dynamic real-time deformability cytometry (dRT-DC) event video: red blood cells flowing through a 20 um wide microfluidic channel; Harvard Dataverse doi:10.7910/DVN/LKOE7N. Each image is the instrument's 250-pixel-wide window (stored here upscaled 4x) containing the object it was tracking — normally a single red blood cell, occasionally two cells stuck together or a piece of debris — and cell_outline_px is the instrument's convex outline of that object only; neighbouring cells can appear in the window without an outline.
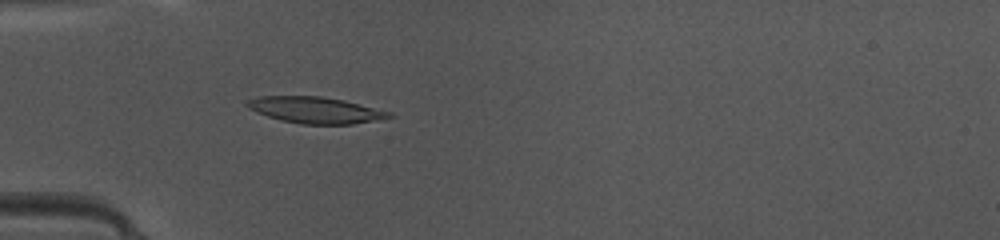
{"species": "common noctule bat (a hibernating species)", "species_latin": "Nyctalus noctula", "temperature_condition": "warm", "stored_images_in_passage": 33, "camera_frame_rate_fps": 3000, "um_per_image_px": 0.085, "animal": {"sex": "female", "body_mass_g": 10.0, "forearm_length_mm": 53.1}, "frame": {"image": 1, "passage_image": 3, "time_ms": 0.667, "image_size_px": [1000, 240], "cell_outline_px": [[396, 116], [352, 124], [300, 124], [280, 120], [256, 112], [248, 108], [244, 104], [248, 100], [260, 96], [320, 96], [344, 100], [392, 112]], "centroid_in_image_um": [26.8, 9.35], "position_along_channel_um": 58.2, "area_um2": 21.79}}
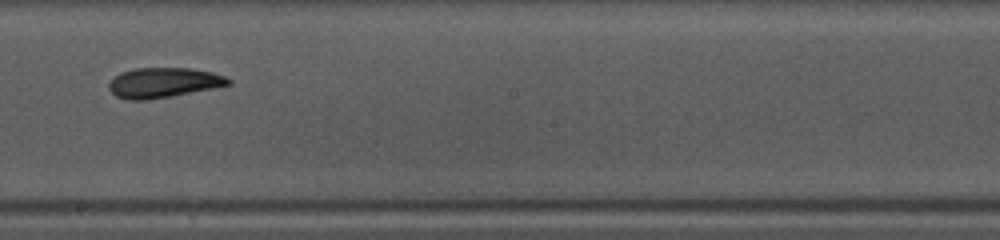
{"frame": {"image": 2, "passage_image": 16, "time_ms": 5.0, "image_size_px": [1000, 240], "cell_outline_px": [[232, 84], [172, 96], [148, 100], [128, 100], [116, 96], [108, 88], [108, 84], [120, 72], [136, 68], [192, 68], [212, 72], [224, 76], [232, 80]], "centroid_in_image_um": [13.9, 7.02], "position_along_channel_um": 234.3, "area_um2": 20.87}}
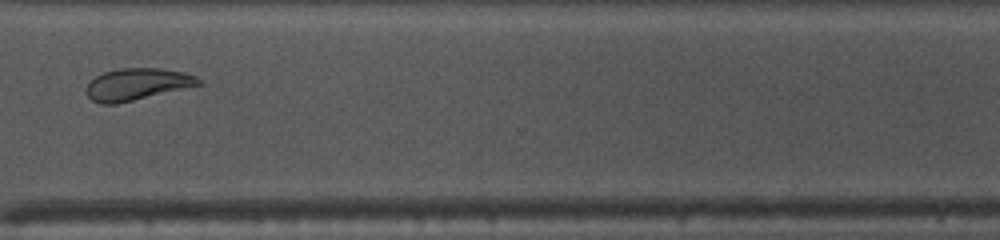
{"frame": {"image": 3, "passage_image": 25, "time_ms": 8.0, "image_size_px": [1000, 240], "cell_outline_px": [[204, 84], [116, 104], [100, 104], [92, 100], [88, 96], [84, 88], [96, 76], [104, 72], [120, 68], [160, 68], [184, 72], [196, 76]], "centroid_in_image_um": [11.65, 7.16], "position_along_channel_um": 358.9, "area_um2": 20.87}, "authors_computed_cell_mechanics": {"area_um2": 20.7502, "velocity_mm_per_s": 4.1667, "shape_relaxation_time_tau1_ms": 5.0678, "shape_relaxation_time_tau2_ms": 2.9033, "deformation_change_tau1": 0.1561, "deformation_change_tau2": 0.0902}}